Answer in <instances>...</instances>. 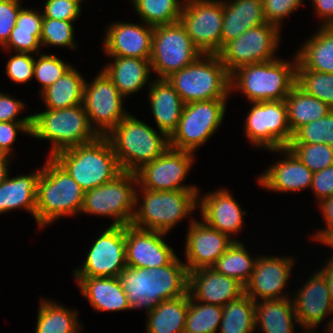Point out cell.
<instances>
[{
	"label": "cell",
	"mask_w": 333,
	"mask_h": 333,
	"mask_svg": "<svg viewBox=\"0 0 333 333\" xmlns=\"http://www.w3.org/2000/svg\"><path fill=\"white\" fill-rule=\"evenodd\" d=\"M177 256L170 264L152 268L126 267L119 279L132 310L148 314L164 300L179 298L188 292L186 265Z\"/></svg>",
	"instance_id": "cell-1"
},
{
	"label": "cell",
	"mask_w": 333,
	"mask_h": 333,
	"mask_svg": "<svg viewBox=\"0 0 333 333\" xmlns=\"http://www.w3.org/2000/svg\"><path fill=\"white\" fill-rule=\"evenodd\" d=\"M84 190L52 158L47 157L37 181L35 222L47 228L62 217L81 214Z\"/></svg>",
	"instance_id": "cell-2"
},
{
	"label": "cell",
	"mask_w": 333,
	"mask_h": 333,
	"mask_svg": "<svg viewBox=\"0 0 333 333\" xmlns=\"http://www.w3.org/2000/svg\"><path fill=\"white\" fill-rule=\"evenodd\" d=\"M240 66L231 73L230 91H238L249 102L285 100L297 82V57Z\"/></svg>",
	"instance_id": "cell-3"
},
{
	"label": "cell",
	"mask_w": 333,
	"mask_h": 333,
	"mask_svg": "<svg viewBox=\"0 0 333 333\" xmlns=\"http://www.w3.org/2000/svg\"><path fill=\"white\" fill-rule=\"evenodd\" d=\"M140 192V193H139ZM200 190L153 191L137 187L132 226L168 234L198 209ZM142 193V194H141Z\"/></svg>",
	"instance_id": "cell-4"
},
{
	"label": "cell",
	"mask_w": 333,
	"mask_h": 333,
	"mask_svg": "<svg viewBox=\"0 0 333 333\" xmlns=\"http://www.w3.org/2000/svg\"><path fill=\"white\" fill-rule=\"evenodd\" d=\"M84 190L113 180L122 170L106 136L58 152L52 157Z\"/></svg>",
	"instance_id": "cell-5"
},
{
	"label": "cell",
	"mask_w": 333,
	"mask_h": 333,
	"mask_svg": "<svg viewBox=\"0 0 333 333\" xmlns=\"http://www.w3.org/2000/svg\"><path fill=\"white\" fill-rule=\"evenodd\" d=\"M122 171L135 173L143 165L163 154L169 138L136 116L128 114L106 136Z\"/></svg>",
	"instance_id": "cell-6"
},
{
	"label": "cell",
	"mask_w": 333,
	"mask_h": 333,
	"mask_svg": "<svg viewBox=\"0 0 333 333\" xmlns=\"http://www.w3.org/2000/svg\"><path fill=\"white\" fill-rule=\"evenodd\" d=\"M31 115V137L47 140L51 144L47 157L90 143L98 137L89 123L83 104L57 110L46 109Z\"/></svg>",
	"instance_id": "cell-7"
},
{
	"label": "cell",
	"mask_w": 333,
	"mask_h": 333,
	"mask_svg": "<svg viewBox=\"0 0 333 333\" xmlns=\"http://www.w3.org/2000/svg\"><path fill=\"white\" fill-rule=\"evenodd\" d=\"M187 104L229 99L231 74L218 54H201L194 62L166 78Z\"/></svg>",
	"instance_id": "cell-8"
},
{
	"label": "cell",
	"mask_w": 333,
	"mask_h": 333,
	"mask_svg": "<svg viewBox=\"0 0 333 333\" xmlns=\"http://www.w3.org/2000/svg\"><path fill=\"white\" fill-rule=\"evenodd\" d=\"M137 187L135 173L122 171L113 180L85 192L81 214L112 218L110 226L131 225Z\"/></svg>",
	"instance_id": "cell-9"
},
{
	"label": "cell",
	"mask_w": 333,
	"mask_h": 333,
	"mask_svg": "<svg viewBox=\"0 0 333 333\" xmlns=\"http://www.w3.org/2000/svg\"><path fill=\"white\" fill-rule=\"evenodd\" d=\"M229 99L195 101L184 105L170 148L197 152L223 123Z\"/></svg>",
	"instance_id": "cell-10"
},
{
	"label": "cell",
	"mask_w": 333,
	"mask_h": 333,
	"mask_svg": "<svg viewBox=\"0 0 333 333\" xmlns=\"http://www.w3.org/2000/svg\"><path fill=\"white\" fill-rule=\"evenodd\" d=\"M249 103L251 107L246 113L243 130L252 146L267 151L287 147L293 134L285 100Z\"/></svg>",
	"instance_id": "cell-11"
},
{
	"label": "cell",
	"mask_w": 333,
	"mask_h": 333,
	"mask_svg": "<svg viewBox=\"0 0 333 333\" xmlns=\"http://www.w3.org/2000/svg\"><path fill=\"white\" fill-rule=\"evenodd\" d=\"M201 54L180 22L154 27L150 64L157 79H166Z\"/></svg>",
	"instance_id": "cell-12"
},
{
	"label": "cell",
	"mask_w": 333,
	"mask_h": 333,
	"mask_svg": "<svg viewBox=\"0 0 333 333\" xmlns=\"http://www.w3.org/2000/svg\"><path fill=\"white\" fill-rule=\"evenodd\" d=\"M124 99L102 69L90 83L85 80L82 104L98 136H107L129 114Z\"/></svg>",
	"instance_id": "cell-13"
},
{
	"label": "cell",
	"mask_w": 333,
	"mask_h": 333,
	"mask_svg": "<svg viewBox=\"0 0 333 333\" xmlns=\"http://www.w3.org/2000/svg\"><path fill=\"white\" fill-rule=\"evenodd\" d=\"M281 31L268 22L252 27L227 43L218 55L230 74L243 65L277 59Z\"/></svg>",
	"instance_id": "cell-14"
},
{
	"label": "cell",
	"mask_w": 333,
	"mask_h": 333,
	"mask_svg": "<svg viewBox=\"0 0 333 333\" xmlns=\"http://www.w3.org/2000/svg\"><path fill=\"white\" fill-rule=\"evenodd\" d=\"M179 22L200 52L221 51L223 0H185Z\"/></svg>",
	"instance_id": "cell-15"
},
{
	"label": "cell",
	"mask_w": 333,
	"mask_h": 333,
	"mask_svg": "<svg viewBox=\"0 0 333 333\" xmlns=\"http://www.w3.org/2000/svg\"><path fill=\"white\" fill-rule=\"evenodd\" d=\"M195 154L169 147L135 172L138 186L153 191L200 190L196 185L182 183L195 163Z\"/></svg>",
	"instance_id": "cell-16"
},
{
	"label": "cell",
	"mask_w": 333,
	"mask_h": 333,
	"mask_svg": "<svg viewBox=\"0 0 333 333\" xmlns=\"http://www.w3.org/2000/svg\"><path fill=\"white\" fill-rule=\"evenodd\" d=\"M126 267L125 225H109L88 249L83 265L73 270V277H119Z\"/></svg>",
	"instance_id": "cell-17"
},
{
	"label": "cell",
	"mask_w": 333,
	"mask_h": 333,
	"mask_svg": "<svg viewBox=\"0 0 333 333\" xmlns=\"http://www.w3.org/2000/svg\"><path fill=\"white\" fill-rule=\"evenodd\" d=\"M259 255L254 271L244 285V294L254 301L291 297L285 289L295 265L294 258L287 255L285 257Z\"/></svg>",
	"instance_id": "cell-18"
},
{
	"label": "cell",
	"mask_w": 333,
	"mask_h": 333,
	"mask_svg": "<svg viewBox=\"0 0 333 333\" xmlns=\"http://www.w3.org/2000/svg\"><path fill=\"white\" fill-rule=\"evenodd\" d=\"M189 226L184 243L187 272L210 268L234 242L227 234L208 226L202 219H188Z\"/></svg>",
	"instance_id": "cell-19"
},
{
	"label": "cell",
	"mask_w": 333,
	"mask_h": 333,
	"mask_svg": "<svg viewBox=\"0 0 333 333\" xmlns=\"http://www.w3.org/2000/svg\"><path fill=\"white\" fill-rule=\"evenodd\" d=\"M166 235L125 225L126 265L149 269L170 264L177 255L172 246L164 241Z\"/></svg>",
	"instance_id": "cell-20"
},
{
	"label": "cell",
	"mask_w": 333,
	"mask_h": 333,
	"mask_svg": "<svg viewBox=\"0 0 333 333\" xmlns=\"http://www.w3.org/2000/svg\"><path fill=\"white\" fill-rule=\"evenodd\" d=\"M105 29L101 46L105 55L150 60L154 27L142 21H115Z\"/></svg>",
	"instance_id": "cell-21"
},
{
	"label": "cell",
	"mask_w": 333,
	"mask_h": 333,
	"mask_svg": "<svg viewBox=\"0 0 333 333\" xmlns=\"http://www.w3.org/2000/svg\"><path fill=\"white\" fill-rule=\"evenodd\" d=\"M305 281L301 288L294 291L291 298L298 326L301 329H316L325 318L333 314L329 287L326 277L319 269Z\"/></svg>",
	"instance_id": "cell-22"
},
{
	"label": "cell",
	"mask_w": 333,
	"mask_h": 333,
	"mask_svg": "<svg viewBox=\"0 0 333 333\" xmlns=\"http://www.w3.org/2000/svg\"><path fill=\"white\" fill-rule=\"evenodd\" d=\"M268 152L281 153L283 159L281 157L273 162L258 176L256 182L259 186L276 193H296L307 188L311 189L313 172L288 147L268 150Z\"/></svg>",
	"instance_id": "cell-23"
},
{
	"label": "cell",
	"mask_w": 333,
	"mask_h": 333,
	"mask_svg": "<svg viewBox=\"0 0 333 333\" xmlns=\"http://www.w3.org/2000/svg\"><path fill=\"white\" fill-rule=\"evenodd\" d=\"M198 196L201 219L211 228L238 241L235 239V234L237 235L242 230L245 223L244 216L247 212L241 209V205L239 206L238 200L234 198L230 190L221 187L204 195L199 192Z\"/></svg>",
	"instance_id": "cell-24"
},
{
	"label": "cell",
	"mask_w": 333,
	"mask_h": 333,
	"mask_svg": "<svg viewBox=\"0 0 333 333\" xmlns=\"http://www.w3.org/2000/svg\"><path fill=\"white\" fill-rule=\"evenodd\" d=\"M188 292L200 303L223 307L244 294V285L211 267L199 268L188 273Z\"/></svg>",
	"instance_id": "cell-25"
},
{
	"label": "cell",
	"mask_w": 333,
	"mask_h": 333,
	"mask_svg": "<svg viewBox=\"0 0 333 333\" xmlns=\"http://www.w3.org/2000/svg\"><path fill=\"white\" fill-rule=\"evenodd\" d=\"M147 96L158 131L170 138L177 129L185 103L167 79L155 76Z\"/></svg>",
	"instance_id": "cell-26"
},
{
	"label": "cell",
	"mask_w": 333,
	"mask_h": 333,
	"mask_svg": "<svg viewBox=\"0 0 333 333\" xmlns=\"http://www.w3.org/2000/svg\"><path fill=\"white\" fill-rule=\"evenodd\" d=\"M81 295L99 312L132 310L119 277L75 278Z\"/></svg>",
	"instance_id": "cell-27"
},
{
	"label": "cell",
	"mask_w": 333,
	"mask_h": 333,
	"mask_svg": "<svg viewBox=\"0 0 333 333\" xmlns=\"http://www.w3.org/2000/svg\"><path fill=\"white\" fill-rule=\"evenodd\" d=\"M111 58L102 70L112 80L120 94L126 99L150 86L151 64L148 59L134 57L107 56Z\"/></svg>",
	"instance_id": "cell-28"
},
{
	"label": "cell",
	"mask_w": 333,
	"mask_h": 333,
	"mask_svg": "<svg viewBox=\"0 0 333 333\" xmlns=\"http://www.w3.org/2000/svg\"><path fill=\"white\" fill-rule=\"evenodd\" d=\"M266 22L262 0H223L221 50L248 29Z\"/></svg>",
	"instance_id": "cell-29"
},
{
	"label": "cell",
	"mask_w": 333,
	"mask_h": 333,
	"mask_svg": "<svg viewBox=\"0 0 333 333\" xmlns=\"http://www.w3.org/2000/svg\"><path fill=\"white\" fill-rule=\"evenodd\" d=\"M41 171L42 166L31 174L8 175L0 183V215L21 209L35 219L37 181Z\"/></svg>",
	"instance_id": "cell-30"
},
{
	"label": "cell",
	"mask_w": 333,
	"mask_h": 333,
	"mask_svg": "<svg viewBox=\"0 0 333 333\" xmlns=\"http://www.w3.org/2000/svg\"><path fill=\"white\" fill-rule=\"evenodd\" d=\"M295 54L297 70L333 74V26H319Z\"/></svg>",
	"instance_id": "cell-31"
},
{
	"label": "cell",
	"mask_w": 333,
	"mask_h": 333,
	"mask_svg": "<svg viewBox=\"0 0 333 333\" xmlns=\"http://www.w3.org/2000/svg\"><path fill=\"white\" fill-rule=\"evenodd\" d=\"M298 323L292 298L255 301V330L263 333H295ZM260 326V327H259Z\"/></svg>",
	"instance_id": "cell-32"
},
{
	"label": "cell",
	"mask_w": 333,
	"mask_h": 333,
	"mask_svg": "<svg viewBox=\"0 0 333 333\" xmlns=\"http://www.w3.org/2000/svg\"><path fill=\"white\" fill-rule=\"evenodd\" d=\"M42 21V11L22 7L10 37L1 49L10 53L13 49L15 53H30L33 55L40 53Z\"/></svg>",
	"instance_id": "cell-33"
},
{
	"label": "cell",
	"mask_w": 333,
	"mask_h": 333,
	"mask_svg": "<svg viewBox=\"0 0 333 333\" xmlns=\"http://www.w3.org/2000/svg\"><path fill=\"white\" fill-rule=\"evenodd\" d=\"M190 294L164 300L146 314L145 333H184Z\"/></svg>",
	"instance_id": "cell-34"
},
{
	"label": "cell",
	"mask_w": 333,
	"mask_h": 333,
	"mask_svg": "<svg viewBox=\"0 0 333 333\" xmlns=\"http://www.w3.org/2000/svg\"><path fill=\"white\" fill-rule=\"evenodd\" d=\"M78 311L53 299L41 298L39 302L35 333H80L83 325Z\"/></svg>",
	"instance_id": "cell-35"
},
{
	"label": "cell",
	"mask_w": 333,
	"mask_h": 333,
	"mask_svg": "<svg viewBox=\"0 0 333 333\" xmlns=\"http://www.w3.org/2000/svg\"><path fill=\"white\" fill-rule=\"evenodd\" d=\"M85 80L81 72L72 66L61 78L40 93L45 108L57 110L82 104Z\"/></svg>",
	"instance_id": "cell-36"
},
{
	"label": "cell",
	"mask_w": 333,
	"mask_h": 333,
	"mask_svg": "<svg viewBox=\"0 0 333 333\" xmlns=\"http://www.w3.org/2000/svg\"><path fill=\"white\" fill-rule=\"evenodd\" d=\"M287 120L292 134L309 122L319 120L332 110L326 103L307 94L297 84L285 98Z\"/></svg>",
	"instance_id": "cell-37"
},
{
	"label": "cell",
	"mask_w": 333,
	"mask_h": 333,
	"mask_svg": "<svg viewBox=\"0 0 333 333\" xmlns=\"http://www.w3.org/2000/svg\"><path fill=\"white\" fill-rule=\"evenodd\" d=\"M246 248L242 241H234L211 268L245 285L254 271L258 258V255L252 257Z\"/></svg>",
	"instance_id": "cell-38"
},
{
	"label": "cell",
	"mask_w": 333,
	"mask_h": 333,
	"mask_svg": "<svg viewBox=\"0 0 333 333\" xmlns=\"http://www.w3.org/2000/svg\"><path fill=\"white\" fill-rule=\"evenodd\" d=\"M255 301L246 294L223 306L220 333H254Z\"/></svg>",
	"instance_id": "cell-39"
},
{
	"label": "cell",
	"mask_w": 333,
	"mask_h": 333,
	"mask_svg": "<svg viewBox=\"0 0 333 333\" xmlns=\"http://www.w3.org/2000/svg\"><path fill=\"white\" fill-rule=\"evenodd\" d=\"M185 0H131L139 20L156 27L179 22Z\"/></svg>",
	"instance_id": "cell-40"
},
{
	"label": "cell",
	"mask_w": 333,
	"mask_h": 333,
	"mask_svg": "<svg viewBox=\"0 0 333 333\" xmlns=\"http://www.w3.org/2000/svg\"><path fill=\"white\" fill-rule=\"evenodd\" d=\"M222 316V306L200 303L190 296L184 333H216Z\"/></svg>",
	"instance_id": "cell-41"
},
{
	"label": "cell",
	"mask_w": 333,
	"mask_h": 333,
	"mask_svg": "<svg viewBox=\"0 0 333 333\" xmlns=\"http://www.w3.org/2000/svg\"><path fill=\"white\" fill-rule=\"evenodd\" d=\"M74 33V21L43 18L40 38L41 46L43 48L57 46L77 50L78 44L74 38Z\"/></svg>",
	"instance_id": "cell-42"
},
{
	"label": "cell",
	"mask_w": 333,
	"mask_h": 333,
	"mask_svg": "<svg viewBox=\"0 0 333 333\" xmlns=\"http://www.w3.org/2000/svg\"><path fill=\"white\" fill-rule=\"evenodd\" d=\"M296 84L333 109V74L314 70H297Z\"/></svg>",
	"instance_id": "cell-43"
},
{
	"label": "cell",
	"mask_w": 333,
	"mask_h": 333,
	"mask_svg": "<svg viewBox=\"0 0 333 333\" xmlns=\"http://www.w3.org/2000/svg\"><path fill=\"white\" fill-rule=\"evenodd\" d=\"M313 173L333 165V146L290 143L287 146Z\"/></svg>",
	"instance_id": "cell-44"
},
{
	"label": "cell",
	"mask_w": 333,
	"mask_h": 333,
	"mask_svg": "<svg viewBox=\"0 0 333 333\" xmlns=\"http://www.w3.org/2000/svg\"><path fill=\"white\" fill-rule=\"evenodd\" d=\"M35 57L33 78L41 85L38 95L61 78L73 66L71 63H65L63 59H60L55 54L37 53Z\"/></svg>",
	"instance_id": "cell-45"
},
{
	"label": "cell",
	"mask_w": 333,
	"mask_h": 333,
	"mask_svg": "<svg viewBox=\"0 0 333 333\" xmlns=\"http://www.w3.org/2000/svg\"><path fill=\"white\" fill-rule=\"evenodd\" d=\"M290 143L320 144L333 146V109L319 120L300 127Z\"/></svg>",
	"instance_id": "cell-46"
},
{
	"label": "cell",
	"mask_w": 333,
	"mask_h": 333,
	"mask_svg": "<svg viewBox=\"0 0 333 333\" xmlns=\"http://www.w3.org/2000/svg\"><path fill=\"white\" fill-rule=\"evenodd\" d=\"M5 73L17 84H27L33 79L35 55L30 53H16L7 60Z\"/></svg>",
	"instance_id": "cell-47"
},
{
	"label": "cell",
	"mask_w": 333,
	"mask_h": 333,
	"mask_svg": "<svg viewBox=\"0 0 333 333\" xmlns=\"http://www.w3.org/2000/svg\"><path fill=\"white\" fill-rule=\"evenodd\" d=\"M304 0H262L263 12L268 23L282 29L284 19L302 6Z\"/></svg>",
	"instance_id": "cell-48"
},
{
	"label": "cell",
	"mask_w": 333,
	"mask_h": 333,
	"mask_svg": "<svg viewBox=\"0 0 333 333\" xmlns=\"http://www.w3.org/2000/svg\"><path fill=\"white\" fill-rule=\"evenodd\" d=\"M43 5V18L75 22L82 14V7L72 0H45Z\"/></svg>",
	"instance_id": "cell-49"
},
{
	"label": "cell",
	"mask_w": 333,
	"mask_h": 333,
	"mask_svg": "<svg viewBox=\"0 0 333 333\" xmlns=\"http://www.w3.org/2000/svg\"><path fill=\"white\" fill-rule=\"evenodd\" d=\"M32 122H0V154L13 158L12 145L17 139L18 133L31 136Z\"/></svg>",
	"instance_id": "cell-50"
},
{
	"label": "cell",
	"mask_w": 333,
	"mask_h": 333,
	"mask_svg": "<svg viewBox=\"0 0 333 333\" xmlns=\"http://www.w3.org/2000/svg\"><path fill=\"white\" fill-rule=\"evenodd\" d=\"M21 0H0V47L9 39L10 33L16 24Z\"/></svg>",
	"instance_id": "cell-51"
},
{
	"label": "cell",
	"mask_w": 333,
	"mask_h": 333,
	"mask_svg": "<svg viewBox=\"0 0 333 333\" xmlns=\"http://www.w3.org/2000/svg\"><path fill=\"white\" fill-rule=\"evenodd\" d=\"M25 106L22 100L0 91V122H32V115L19 116Z\"/></svg>",
	"instance_id": "cell-52"
},
{
	"label": "cell",
	"mask_w": 333,
	"mask_h": 333,
	"mask_svg": "<svg viewBox=\"0 0 333 333\" xmlns=\"http://www.w3.org/2000/svg\"><path fill=\"white\" fill-rule=\"evenodd\" d=\"M311 190L317 204L333 196V165L313 173Z\"/></svg>",
	"instance_id": "cell-53"
},
{
	"label": "cell",
	"mask_w": 333,
	"mask_h": 333,
	"mask_svg": "<svg viewBox=\"0 0 333 333\" xmlns=\"http://www.w3.org/2000/svg\"><path fill=\"white\" fill-rule=\"evenodd\" d=\"M319 211L325 219V228H319L310 235L311 239L317 242L328 230L333 228V196L325 198L318 203Z\"/></svg>",
	"instance_id": "cell-54"
},
{
	"label": "cell",
	"mask_w": 333,
	"mask_h": 333,
	"mask_svg": "<svg viewBox=\"0 0 333 333\" xmlns=\"http://www.w3.org/2000/svg\"><path fill=\"white\" fill-rule=\"evenodd\" d=\"M319 26H333V0H311ZM322 22V23H321Z\"/></svg>",
	"instance_id": "cell-55"
},
{
	"label": "cell",
	"mask_w": 333,
	"mask_h": 333,
	"mask_svg": "<svg viewBox=\"0 0 333 333\" xmlns=\"http://www.w3.org/2000/svg\"><path fill=\"white\" fill-rule=\"evenodd\" d=\"M322 268L319 270L324 274L326 277V281L329 287V295L331 298V304L333 306V258L329 257L326 263L323 264Z\"/></svg>",
	"instance_id": "cell-56"
},
{
	"label": "cell",
	"mask_w": 333,
	"mask_h": 333,
	"mask_svg": "<svg viewBox=\"0 0 333 333\" xmlns=\"http://www.w3.org/2000/svg\"><path fill=\"white\" fill-rule=\"evenodd\" d=\"M11 161L12 157L0 154V183L10 174L9 168L11 166L10 163H12Z\"/></svg>",
	"instance_id": "cell-57"
},
{
	"label": "cell",
	"mask_w": 333,
	"mask_h": 333,
	"mask_svg": "<svg viewBox=\"0 0 333 333\" xmlns=\"http://www.w3.org/2000/svg\"><path fill=\"white\" fill-rule=\"evenodd\" d=\"M316 243H321L333 249V228L328 230ZM331 255V258H333V253Z\"/></svg>",
	"instance_id": "cell-58"
},
{
	"label": "cell",
	"mask_w": 333,
	"mask_h": 333,
	"mask_svg": "<svg viewBox=\"0 0 333 333\" xmlns=\"http://www.w3.org/2000/svg\"><path fill=\"white\" fill-rule=\"evenodd\" d=\"M324 329L328 333H333V314H332V317L330 319H328V321L326 322V327L324 325Z\"/></svg>",
	"instance_id": "cell-59"
},
{
	"label": "cell",
	"mask_w": 333,
	"mask_h": 333,
	"mask_svg": "<svg viewBox=\"0 0 333 333\" xmlns=\"http://www.w3.org/2000/svg\"><path fill=\"white\" fill-rule=\"evenodd\" d=\"M324 333H328L326 330ZM301 333H319L317 329H304Z\"/></svg>",
	"instance_id": "cell-60"
},
{
	"label": "cell",
	"mask_w": 333,
	"mask_h": 333,
	"mask_svg": "<svg viewBox=\"0 0 333 333\" xmlns=\"http://www.w3.org/2000/svg\"><path fill=\"white\" fill-rule=\"evenodd\" d=\"M72 1H75L76 3H78L82 7V2L85 1V0H72Z\"/></svg>",
	"instance_id": "cell-61"
}]
</instances>
